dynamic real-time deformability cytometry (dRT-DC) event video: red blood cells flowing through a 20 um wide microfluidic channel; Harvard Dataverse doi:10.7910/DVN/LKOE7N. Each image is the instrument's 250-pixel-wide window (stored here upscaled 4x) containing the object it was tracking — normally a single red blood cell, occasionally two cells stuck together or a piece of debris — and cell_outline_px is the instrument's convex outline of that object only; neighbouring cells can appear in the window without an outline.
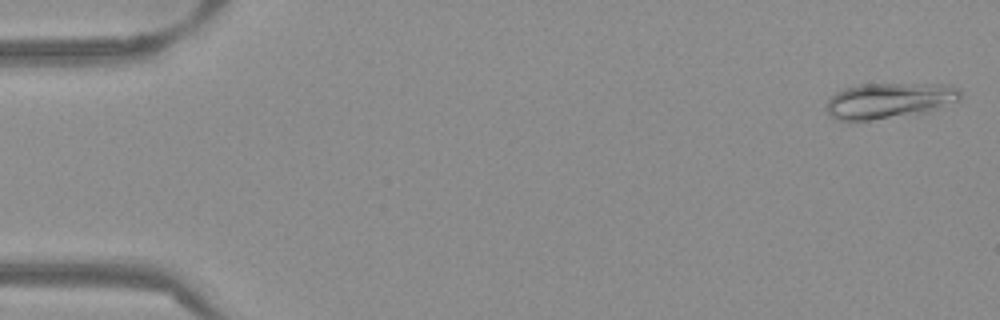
{"species": "Egyptian fruit bat (a non-hibernating species)", "species_latin": "Rousettus aegyptiacus", "temperature_condition": "warm", "stored_images_in_passage": 52, "camera_frame_rate_fps": 3000, "um_per_image_px": 0.085, "frame": {"image": 1, "passage_image": 1, "time_ms": 0.0, "image_size_px": [1000, 320], "cell_outline_px": [[960, 100], [932, 112], [848, 124], [836, 120], [828, 116], [828, 96], [844, 88], [860, 84], [948, 84], [960, 88]], "centroid_in_image_um": [75.56, 8.59], "position_along_channel_um": 9.4, "area_um2": 29.02}}
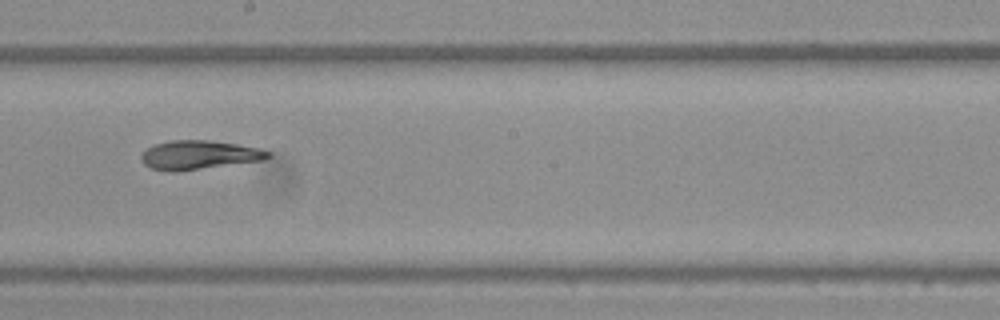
{"frame": {"image": 2, "passage_image": 29, "time_ms": 9.333, "image_size_px": [1000, 320], "cell_outline_px": [[272, 156], [264, 160], [176, 172], [172, 172], [148, 168], [140, 160], [140, 156], [148, 148], [156, 144], [172, 140], [208, 140], [236, 144], [260, 148], [272, 152]], "centroid_in_image_um": [16.93, 13.18], "position_along_channel_um": 231.3, "area_um2": 21.5}}
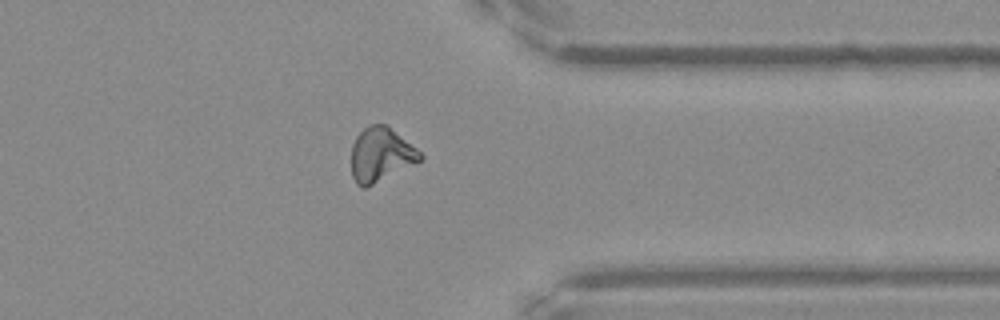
{"frame": {"image": 3, "passage_image": 41, "time_ms": 13.333, "image_size_px": [1000, 320], "cell_outline_px": [[424, 156], [420, 160], [364, 188], [356, 184], [352, 176], [352, 144], [356, 136], [368, 124], [388, 124], [416, 148]], "centroid_in_image_um": [32.34, 13.1], "position_along_channel_um": 379.1, "area_um2": 21.39}, "authors_computed_cell_mechanics": {"area_um2": 21.7617, "velocity_mm_per_s": 3.8688, "shape_relaxation_time_tau1_ms": null, "shape_relaxation_time_tau2_ms": 3.9945, "deformation_change_tau1": null, "deformation_change_tau2": 0.0888}}